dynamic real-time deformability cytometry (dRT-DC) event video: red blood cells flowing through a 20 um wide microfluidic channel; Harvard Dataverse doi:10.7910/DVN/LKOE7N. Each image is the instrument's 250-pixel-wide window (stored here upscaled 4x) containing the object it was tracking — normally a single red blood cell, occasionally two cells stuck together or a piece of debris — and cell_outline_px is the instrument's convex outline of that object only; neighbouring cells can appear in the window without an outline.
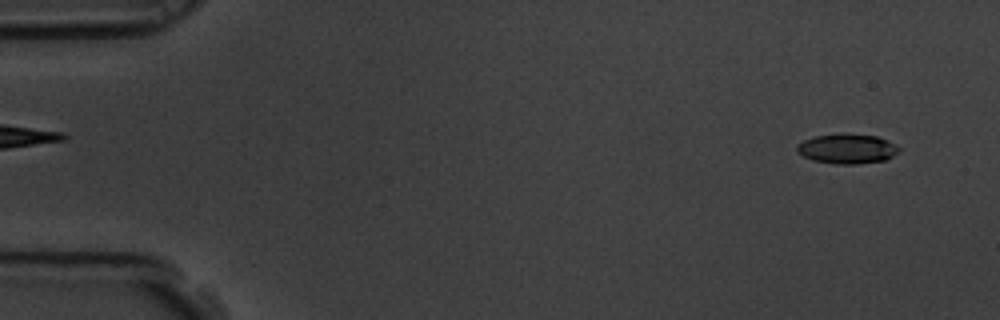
{"species": "common noctule bat (a hibernating species)", "species_latin": "Nyctalus noctula", "temperature_condition": "room temperature", "stored_images_in_passage": 18, "camera_frame_rate_fps": 3000, "um_per_image_px": 0.085, "animal": {"sex": "male", "body_mass_g": 19.5, "forearm_length_mm": 54.6}, "frame": {"image": 1, "passage_image": 3, "time_ms": 0.667, "image_size_px": [1000, 320], "cell_outline_px": [[900, 152], [888, 160], [856, 164], [836, 164], [812, 160], [796, 152], [796, 144], [812, 136], [840, 132], [848, 132], [876, 136], [896, 144], [900, 148]], "centroid_in_image_um": [72.01, 12.62], "position_along_channel_um": 13.0, "area_um2": 18.32}}